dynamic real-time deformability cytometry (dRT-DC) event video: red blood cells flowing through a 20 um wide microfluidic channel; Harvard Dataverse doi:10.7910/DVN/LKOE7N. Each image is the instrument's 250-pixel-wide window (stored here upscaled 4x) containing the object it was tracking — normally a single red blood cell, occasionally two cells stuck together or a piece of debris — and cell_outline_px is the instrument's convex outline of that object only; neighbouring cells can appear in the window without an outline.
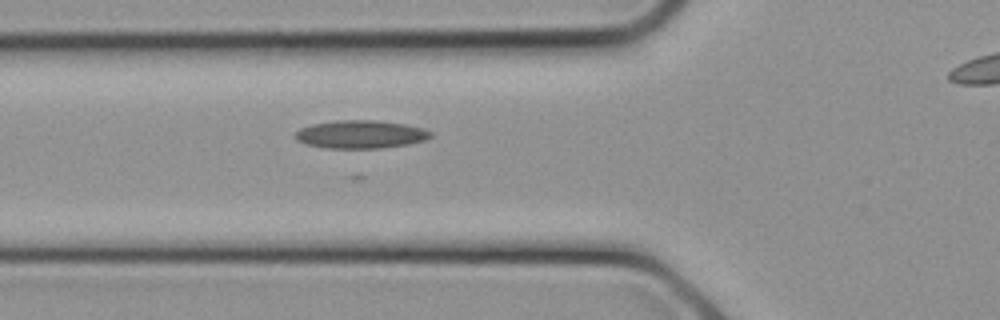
{"species": "common noctule bat (a hibernating species)", "species_latin": "Nyctalus noctula", "temperature_condition": "cold", "stored_images_in_passage": 3, "segment_of_instrument_passage": [1, 2], "camera_frame_rate_fps": 3000, "um_per_image_px": 0.085, "animal": {"sex": "female", "body_mass_g": 21.9}, "frame": {"image": 1, "passage_image": 2, "time_ms": 0.333, "image_size_px": [1000, 320], "cell_outline_px": [[432, 136], [424, 140], [408, 144], [380, 148], [324, 148], [308, 144], [296, 140], [292, 136], [300, 128], [312, 124], [336, 120], [376, 120], [404, 124], [420, 128], [432, 132]], "centroid_in_image_um": [30.6, 11.42], "position_along_channel_um": 95.2, "area_um2": 22.08}}